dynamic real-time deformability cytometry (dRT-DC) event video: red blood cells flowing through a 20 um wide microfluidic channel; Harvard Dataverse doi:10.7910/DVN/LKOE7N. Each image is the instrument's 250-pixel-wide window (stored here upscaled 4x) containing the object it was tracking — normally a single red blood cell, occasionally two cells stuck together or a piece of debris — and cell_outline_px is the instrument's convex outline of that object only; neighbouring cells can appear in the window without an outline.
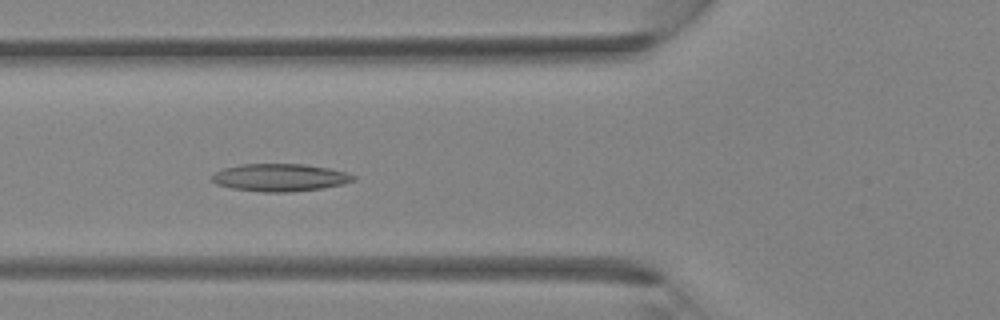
{"species": "Egyptian fruit bat (a non-hibernating species)", "species_latin": "Rousettus aegyptiacus", "temperature_condition": "room temperature", "stored_images_in_passage": 30, "camera_frame_rate_fps": 3000, "um_per_image_px": 0.085, "animal": {"sex": "female"}, "frame": {"image": 1, "passage_image": 9, "time_ms": 2.667, "image_size_px": [1000, 320], "cell_outline_px": [[356, 180], [344, 184], [324, 188], [292, 192], [260, 192], [232, 188], [216, 184], [212, 180], [212, 176], [216, 172], [224, 168], [240, 164], [304, 164], [328, 168], [344, 172], [356, 176]], "centroid_in_image_um": [23.81, 15.1], "position_along_channel_um": 102.0, "area_um2": 22.77}}
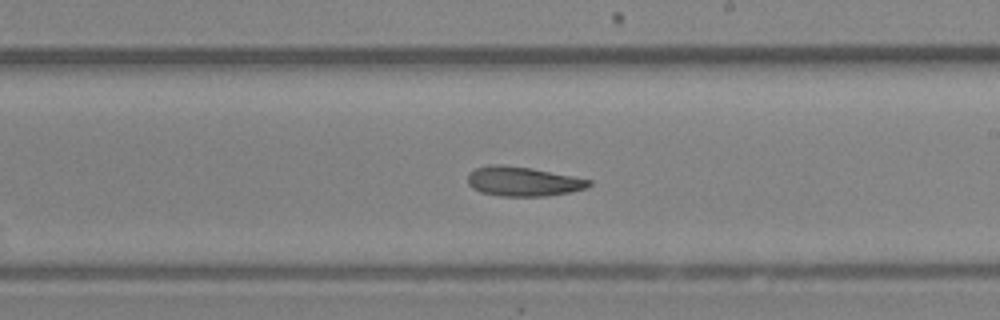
{"frame": {"image": 2, "passage_image": 17, "time_ms": 5.333, "image_size_px": [1000, 320], "cell_outline_px": [[592, 184], [588, 188], [548, 196], [500, 196], [480, 192], [472, 188], [468, 184], [468, 172], [476, 168], [492, 164], [500, 164], [532, 168], [592, 180]], "centroid_in_image_um": [44.44, 15.42], "position_along_channel_um": 244.6, "area_um2": 20.92}}
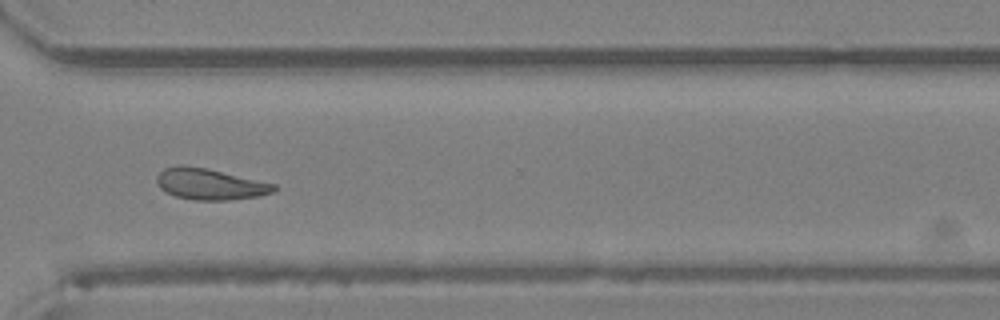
{"frame": {"image": 3, "passage_image": 23, "time_ms": 7.333, "image_size_px": [1000, 320], "cell_outline_px": [[276, 188], [272, 192], [256, 196], [228, 200], [192, 200], [176, 196], [164, 192], [160, 188], [156, 180], [156, 176], [164, 168], [176, 164], [184, 164], [204, 168], [276, 184]], "centroid_in_image_um": [17.76, 15.64], "position_along_channel_um": 352.8, "area_um2": 21.15}}